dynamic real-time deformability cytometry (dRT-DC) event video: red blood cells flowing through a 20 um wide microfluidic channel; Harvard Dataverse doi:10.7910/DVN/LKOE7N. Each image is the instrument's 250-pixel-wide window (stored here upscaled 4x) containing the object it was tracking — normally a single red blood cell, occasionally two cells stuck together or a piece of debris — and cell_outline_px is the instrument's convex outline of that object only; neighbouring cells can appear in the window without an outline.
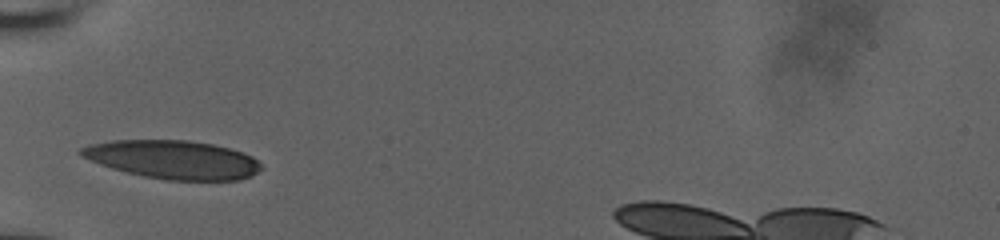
{"species": "human", "species_latin": "Homo sapiens", "temperature_condition": "room temperature", "stored_images_in_passage": 28, "camera_frame_rate_fps": 3000, "um_per_image_px": 0.085, "donor": {"sex": "male"}, "frame": {"image": 1, "passage_image": 1, "time_ms": 0.0, "image_size_px": [1000, 240], "cell_outline_px": [[264, 168], [252, 176], [240, 180], [168, 180], [144, 176], [112, 168], [100, 164], [80, 156], [76, 152], [80, 148], [88, 144], [112, 140], [188, 140], [212, 144], [244, 152], [252, 156]], "centroid_in_image_um": [14.7, 13.56], "position_along_channel_um": 70.3, "area_um2": 40.52}}
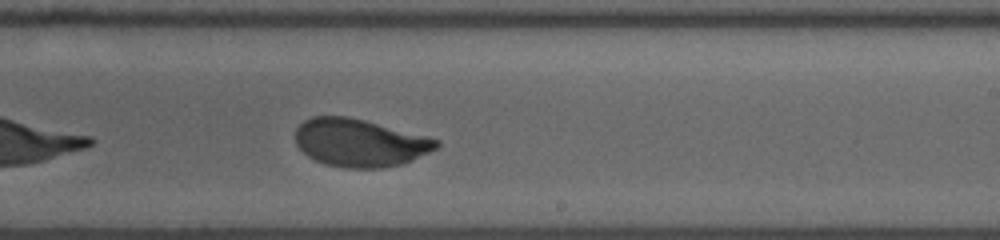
{"frame": {"image": 2, "passage_image": 16, "time_ms": 5.0, "image_size_px": [1000, 240], "cell_outline_px": [[440, 144], [436, 148], [404, 164], [384, 168], [348, 168], [324, 164], [308, 156], [296, 144], [296, 128], [304, 120], [312, 116], [348, 116], [428, 136], [440, 140]], "centroid_in_image_um": [30.59, 12.13], "position_along_channel_um": 258.4, "area_um2": 39.3}}
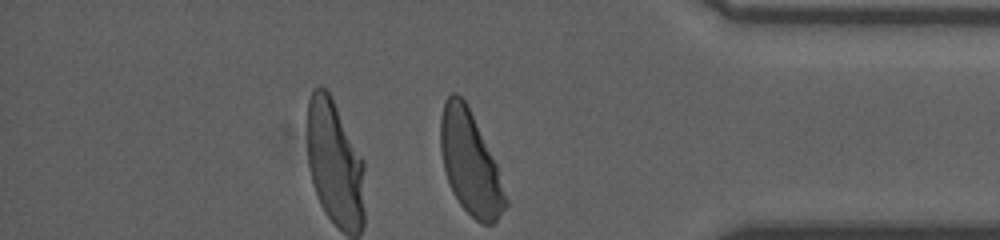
{"frame": {"image": 3, "passage_image": 28, "time_ms": 9.0, "image_size_px": [1000, 240], "cell_outline_px": [[508, 204], [496, 220], [492, 224], [484, 224], [476, 220], [460, 204], [452, 192], [444, 168], [440, 148], [440, 116], [444, 100], [452, 92], [456, 92], [464, 100], [496, 164], [508, 200]], "centroid_in_image_um": [39.94, 13.86], "position_along_channel_um": 395.3, "area_um2": 38.32}, "authors_computed_cell_mechanics": {"area_um2": 40.1999, "velocity_mm_per_s": 3.8183, "shape_relaxation_time_tau1_ms": 3.4193, "shape_relaxation_time_tau2_ms": null, "deformation_change_tau1": 0.1571, "deformation_change_tau2": null}}